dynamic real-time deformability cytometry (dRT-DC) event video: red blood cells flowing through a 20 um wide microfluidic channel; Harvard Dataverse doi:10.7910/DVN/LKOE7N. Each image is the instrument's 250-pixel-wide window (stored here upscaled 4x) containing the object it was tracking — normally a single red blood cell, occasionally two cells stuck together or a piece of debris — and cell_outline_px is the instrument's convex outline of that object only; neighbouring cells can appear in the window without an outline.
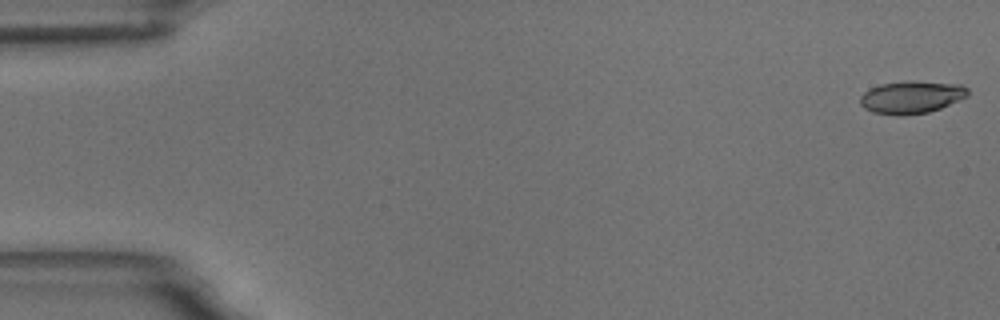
{"species": "common noctule bat (a hibernating species)", "species_latin": "Nyctalus noctula", "temperature_condition": "room temperature", "stored_images_in_passage": 18, "camera_frame_rate_fps": 3000, "um_per_image_px": 0.085, "animal": {"sex": "male", "body_mass_g": 18.8}, "frame": {"image": 1, "passage_image": 1, "time_ms": 0.0, "image_size_px": [1000, 320], "cell_outline_px": [[968, 96], [960, 100], [940, 108], [928, 112], [900, 116], [896, 116], [872, 112], [864, 108], [860, 104], [860, 96], [868, 88], [880, 84], [904, 80], [912, 80], [960, 84], [968, 88]], "centroid_in_image_um": [77.45, 8.25], "position_along_channel_um": 7.6, "area_um2": 20.81}}
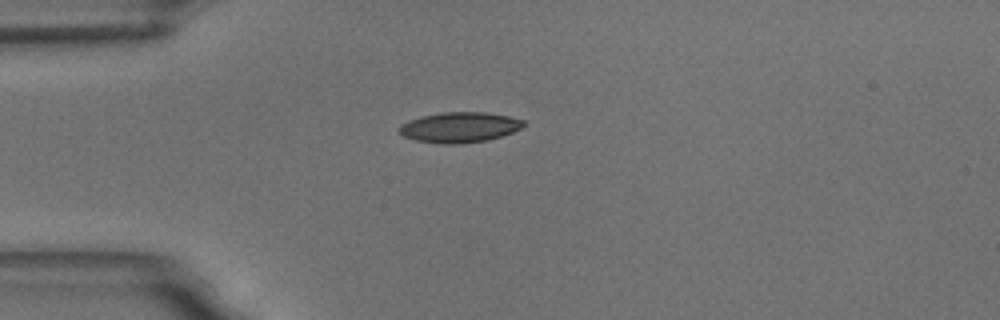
{"frame": {"image": 2, "passage_image": 15, "time_ms": 4.667, "image_size_px": [1000, 320], "cell_outline_px": [[524, 124], [520, 128], [512, 132], [488, 140], [460, 144], [444, 144], [416, 140], [404, 136], [396, 128], [400, 124], [408, 120], [420, 116], [440, 112], [484, 112], [508, 116], [524, 120]], "centroid_in_image_um": [39.01, 10.81], "position_along_channel_um": 46.0, "area_um2": 22.02}}